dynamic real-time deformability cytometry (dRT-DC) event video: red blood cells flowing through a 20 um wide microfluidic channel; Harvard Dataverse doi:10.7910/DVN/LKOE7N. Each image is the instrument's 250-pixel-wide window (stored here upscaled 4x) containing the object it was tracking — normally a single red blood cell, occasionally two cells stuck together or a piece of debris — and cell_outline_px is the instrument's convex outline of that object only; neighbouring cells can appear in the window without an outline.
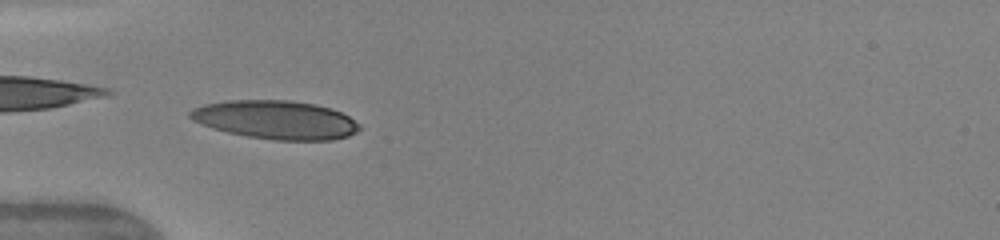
{"species": "human", "species_latin": "Homo sapiens", "temperature_condition": "warm", "stored_images_in_passage": 21, "camera_frame_rate_fps": 3000, "um_per_image_px": 0.085, "donor": {"sex": "female"}, "frame": {"image": 1, "passage_image": 15, "time_ms": 4.667, "image_size_px": [1000, 240], "cell_outline_px": [[360, 128], [356, 132], [348, 136], [332, 140], [276, 140], [248, 136], [228, 132], [212, 128], [192, 120], [188, 116], [188, 112], [192, 108], [204, 104], [224, 100], [292, 100], [316, 104], [332, 108], [348, 116], [360, 124]], "centroid_in_image_um": [23.42, 10.17], "position_along_channel_um": 61.6, "area_um2": 38.21}}